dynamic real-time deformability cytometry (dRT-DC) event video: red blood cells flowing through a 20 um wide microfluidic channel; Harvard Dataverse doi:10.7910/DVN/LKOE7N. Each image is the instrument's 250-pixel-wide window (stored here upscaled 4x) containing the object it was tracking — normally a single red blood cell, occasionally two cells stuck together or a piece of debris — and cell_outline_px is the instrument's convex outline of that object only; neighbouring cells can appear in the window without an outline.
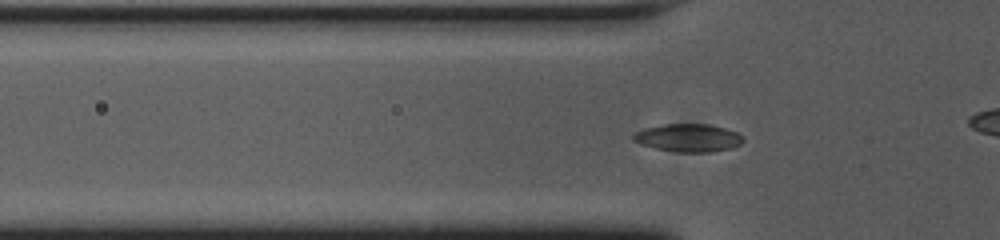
{"species": "common noctule bat (a hibernating species)", "species_latin": "Nyctalus noctula", "temperature_condition": "cold", "stored_images_in_passage": 41, "camera_frame_rate_fps": 3000, "um_per_image_px": 0.085, "animal": {"sex": "female", "body_mass_g": 23.0, "forearm_length_mm": 53.4}, "frame": {"image": 1, "passage_image": 3, "time_ms": 0.667, "image_size_px": [1000, 240], "cell_outline_px": [[744, 140], [740, 144], [732, 148], [712, 152], [680, 152], [656, 148], [640, 144], [632, 140], [632, 136], [636, 132], [644, 128], [664, 124], [708, 124], [724, 128], [736, 132], [744, 136]], "centroid_in_image_um": [58.52, 11.71], "position_along_channel_um": 67.3, "area_um2": 17.86}}
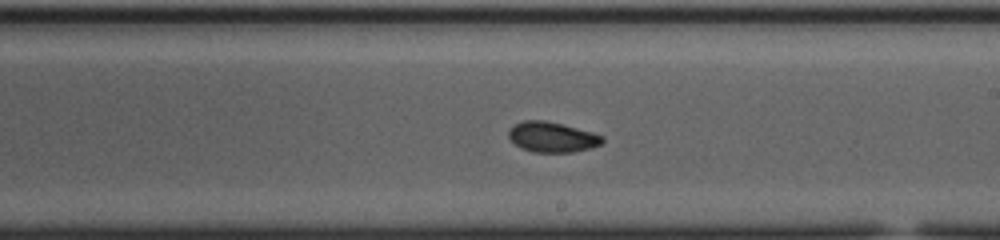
{"frame": {"image": 2, "passage_image": 17, "time_ms": 5.333, "image_size_px": [1000, 240], "cell_outline_px": [[604, 140], [600, 144], [588, 148], [572, 152], [532, 152], [520, 148], [508, 136], [508, 132], [516, 124], [524, 120], [544, 120], [592, 132], [604, 136]], "centroid_in_image_um": [46.92, 11.65], "position_along_channel_um": 242.1, "area_um2": 16.24}}
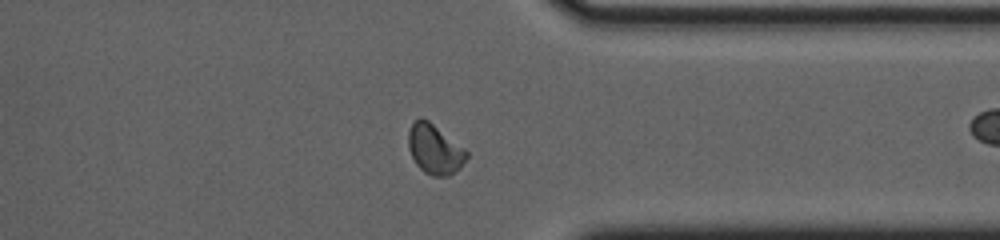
{"frame": {"image": 3, "passage_image": 28, "time_ms": 9.0, "image_size_px": [1000, 240], "cell_outline_px": [[468, 156], [460, 168], [448, 176], [432, 176], [424, 172], [416, 164], [408, 148], [408, 132], [412, 124], [420, 116], [428, 120], [464, 148], [468, 152]], "centroid_in_image_um": [36.94, 12.69], "position_along_channel_um": 374.5, "area_um2": 16.76}, "authors_computed_cell_mechanics": {"area_um2": 16.473, "velocity_mm_per_s": 3.7459, "shape_relaxation_time_tau1_ms": 4.5843, "shape_relaxation_time_tau2_ms": 4.5382, "deformation_change_tau1": 0.0989, "deformation_change_tau2": 0.0765}}